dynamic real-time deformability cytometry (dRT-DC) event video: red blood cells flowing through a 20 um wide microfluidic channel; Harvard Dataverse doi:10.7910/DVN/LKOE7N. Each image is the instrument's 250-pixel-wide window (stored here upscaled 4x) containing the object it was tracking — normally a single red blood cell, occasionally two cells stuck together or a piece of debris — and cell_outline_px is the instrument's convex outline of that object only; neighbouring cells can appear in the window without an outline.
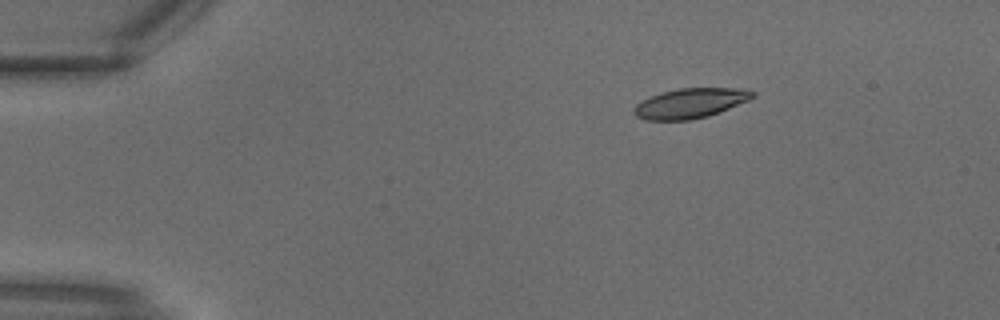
{"species": "common noctule bat (a hibernating species)", "species_latin": "Nyctalus noctula", "temperature_condition": "warm", "stored_images_in_passage": 13, "camera_frame_rate_fps": 3000, "um_per_image_px": 0.085, "animal": {"sex": "male", "body_mass_g": 18.8}, "frame": {"image": 1, "passage_image": 1, "time_ms": 0.0, "image_size_px": [1000, 320], "cell_outline_px": [[756, 96], [748, 100], [708, 116], [688, 120], [644, 120], [636, 116], [632, 112], [632, 108], [636, 104], [660, 92], [680, 88], [732, 88], [756, 92]], "centroid_in_image_um": [58.62, 8.78], "position_along_channel_um": 26.4, "area_um2": 20.46}}
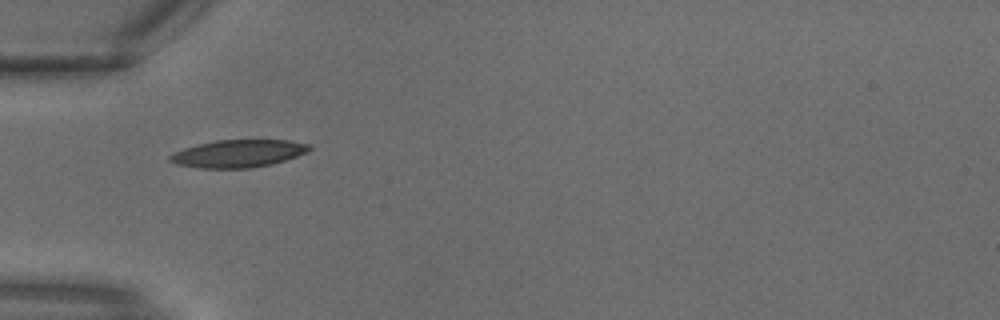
{"frame": {"image": 2, "passage_image": 6, "time_ms": 1.667, "image_size_px": [1000, 320], "cell_outline_px": [[312, 148], [308, 152], [272, 164], [252, 168], [200, 168], [176, 164], [168, 160], [168, 156], [172, 152], [184, 148], [216, 140], [288, 140], [312, 144]], "centroid_in_image_um": [20.26, 13.05], "position_along_channel_um": 64.7, "area_um2": 22.48}}
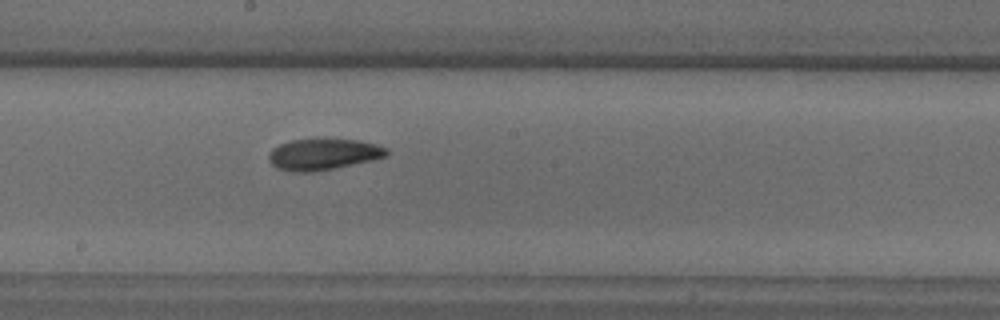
{"frame": {"image": 3, "passage_image": 13, "time_ms": 4.0, "image_size_px": [1000, 320], "cell_outline_px": [[388, 156], [372, 160], [332, 168], [308, 172], [292, 172], [276, 168], [268, 160], [268, 156], [272, 148], [280, 144], [292, 140], [356, 140], [376, 144], [388, 148]], "centroid_in_image_um": [27.46, 13.12], "position_along_channel_um": 220.7, "area_um2": 21.1}}